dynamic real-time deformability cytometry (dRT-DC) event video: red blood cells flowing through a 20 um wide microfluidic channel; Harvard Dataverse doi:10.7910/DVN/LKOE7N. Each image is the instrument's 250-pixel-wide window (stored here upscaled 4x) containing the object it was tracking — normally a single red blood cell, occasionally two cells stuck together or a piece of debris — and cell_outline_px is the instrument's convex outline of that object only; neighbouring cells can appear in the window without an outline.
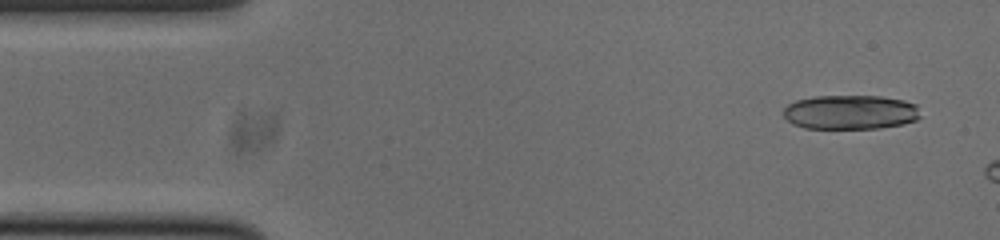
{"species": "common noctule bat (a hibernating species)", "species_latin": "Nyctalus noctula", "temperature_condition": "cold", "stored_images_in_passage": 8, "camera_frame_rate_fps": 3000, "um_per_image_px": 0.085, "animal": {"sex": "male", "body_mass_g": 20.0, "forearm_length_mm": 53.3}, "frame": {"image": 1, "passage_image": 3, "time_ms": 0.667, "image_size_px": [1000, 240], "cell_outline_px": [[920, 116], [916, 120], [904, 124], [880, 128], [804, 128], [792, 124], [784, 116], [784, 108], [788, 104], [796, 100], [812, 96], [880, 96], [904, 100], [916, 104]], "centroid_in_image_um": [72.28, 9.53], "position_along_channel_um": 12.7, "area_um2": 27.51}}